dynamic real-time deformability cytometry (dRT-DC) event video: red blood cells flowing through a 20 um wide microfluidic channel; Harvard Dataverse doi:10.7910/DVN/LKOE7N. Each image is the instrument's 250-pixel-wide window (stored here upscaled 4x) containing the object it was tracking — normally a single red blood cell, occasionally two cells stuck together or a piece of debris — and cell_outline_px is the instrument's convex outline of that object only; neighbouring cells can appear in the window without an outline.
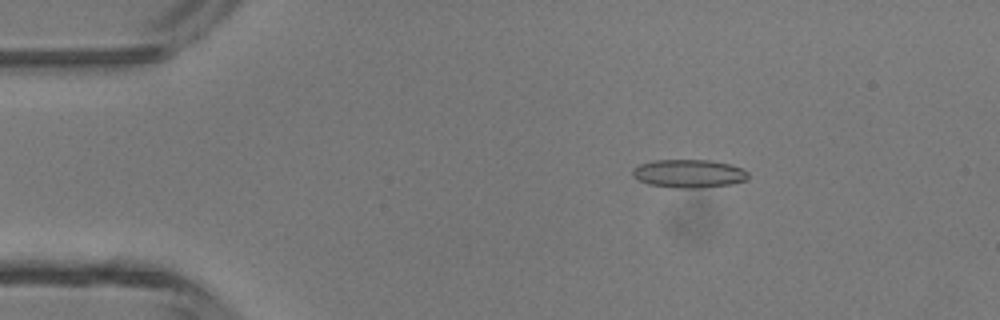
{"species": "common noctule bat (a hibernating species)", "species_latin": "Nyctalus noctula", "temperature_condition": "room temperature", "stored_images_in_passage": 47, "camera_frame_rate_fps": 3000, "um_per_image_px": 0.085, "animal": {"sex": "male", "body_mass_g": 13.3}, "frame": {"image": 1, "passage_image": 8, "time_ms": 2.333, "image_size_px": [1000, 320], "cell_outline_px": [[748, 176], [744, 180], [732, 184], [700, 188], [676, 188], [648, 184], [632, 176], [632, 168], [640, 164], [656, 160], [708, 160], [728, 164], [744, 168], [748, 172]], "centroid_in_image_um": [58.54, 14.76], "position_along_channel_um": 26.5, "area_um2": 19.02}}
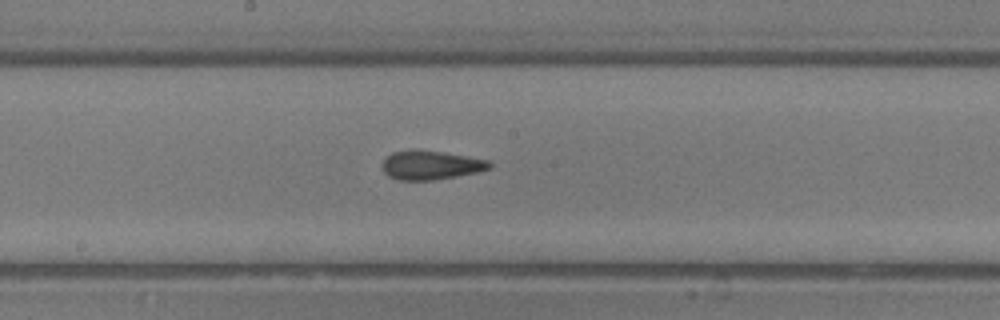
{"frame": {"image": 2, "passage_image": 25, "time_ms": 8.0, "image_size_px": [1000, 320], "cell_outline_px": [[492, 168], [476, 172], [456, 176], [432, 180], [400, 180], [388, 176], [384, 172], [384, 156], [392, 152], [408, 148], [416, 148], [468, 156], [488, 160], [492, 164]], "centroid_in_image_um": [36.59, 14.0], "position_along_channel_um": 211.6, "area_um2": 18.32}}
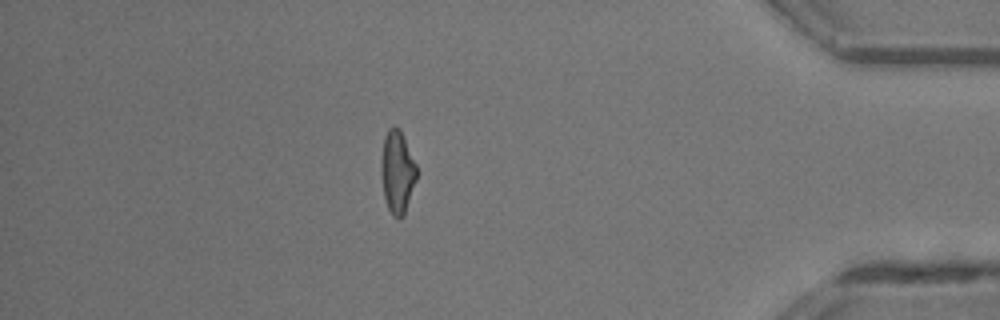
{"frame": {"image": 3, "passage_image": 41, "time_ms": 13.333, "image_size_px": [1000, 320], "cell_outline_px": [[416, 180], [404, 216], [396, 220], [388, 208], [384, 196], [380, 172], [380, 164], [384, 136], [388, 128], [392, 124], [400, 128], [416, 164]], "centroid_in_image_um": [33.75, 14.59], "position_along_channel_um": 401.4, "area_um2": 17.34}, "authors_computed_cell_mechanics": {"area_um2": 18.0914, "velocity_mm_per_s": 4.3784, "shape_relaxation_time_tau1_ms": 5.1297, "shape_relaxation_time_tau2_ms": 1.4839, "deformation_change_tau1": 0.157, "deformation_change_tau2": 0.1013}}